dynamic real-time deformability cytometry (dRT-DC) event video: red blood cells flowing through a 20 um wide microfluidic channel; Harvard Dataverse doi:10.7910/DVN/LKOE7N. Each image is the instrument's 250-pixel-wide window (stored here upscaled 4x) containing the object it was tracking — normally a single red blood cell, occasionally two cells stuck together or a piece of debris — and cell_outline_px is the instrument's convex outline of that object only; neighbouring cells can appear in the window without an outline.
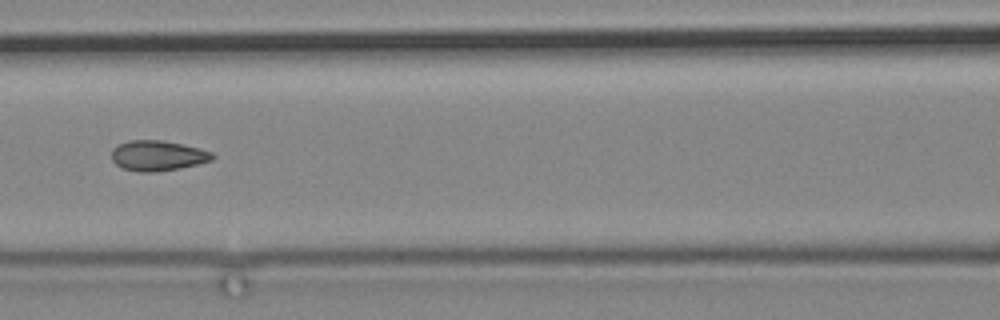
{"species": "common noctule bat (a hibernating species)", "species_latin": "Nyctalus noctula", "temperature_condition": "cold", "stored_images_in_passage": 14, "camera_frame_rate_fps": 3000, "um_per_image_px": 0.085, "animal": {"sex": "male", "body_mass_g": 19.2, "forearm_length_mm": 51.8}, "frame": {"image": 1, "passage_image": 12, "time_ms": 13.667, "image_size_px": [1000, 320], "cell_outline_px": [[216, 156], [212, 160], [196, 164], [176, 168], [152, 172], [140, 172], [124, 168], [116, 164], [112, 160], [112, 148], [128, 140], [160, 140], [200, 148], [212, 152]], "centroid_in_image_um": [13.4, 13.22], "position_along_channel_um": 153.2, "area_um2": 17.51}}
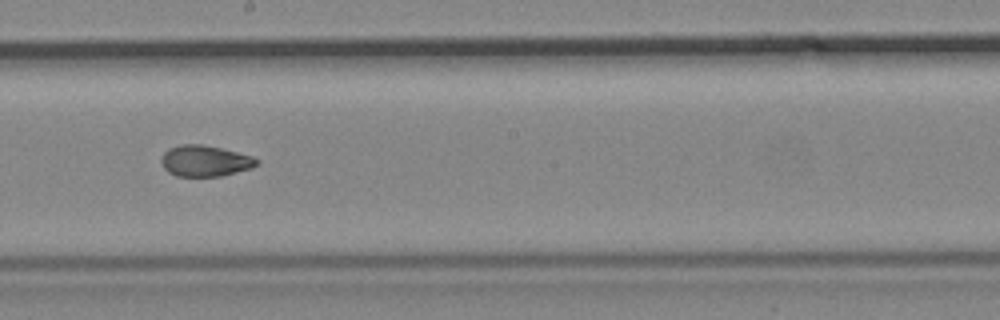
{"frame": {"image": 2, "passage_image": 14, "time_ms": 16.0, "image_size_px": [1000, 320], "cell_outline_px": [[260, 164], [252, 168], [220, 176], [176, 176], [168, 172], [164, 168], [160, 160], [164, 152], [168, 148], [180, 144], [200, 144], [220, 148], [252, 156], [260, 160]], "centroid_in_image_um": [17.42, 13.67], "position_along_channel_um": 230.8, "area_um2": 17.34}}